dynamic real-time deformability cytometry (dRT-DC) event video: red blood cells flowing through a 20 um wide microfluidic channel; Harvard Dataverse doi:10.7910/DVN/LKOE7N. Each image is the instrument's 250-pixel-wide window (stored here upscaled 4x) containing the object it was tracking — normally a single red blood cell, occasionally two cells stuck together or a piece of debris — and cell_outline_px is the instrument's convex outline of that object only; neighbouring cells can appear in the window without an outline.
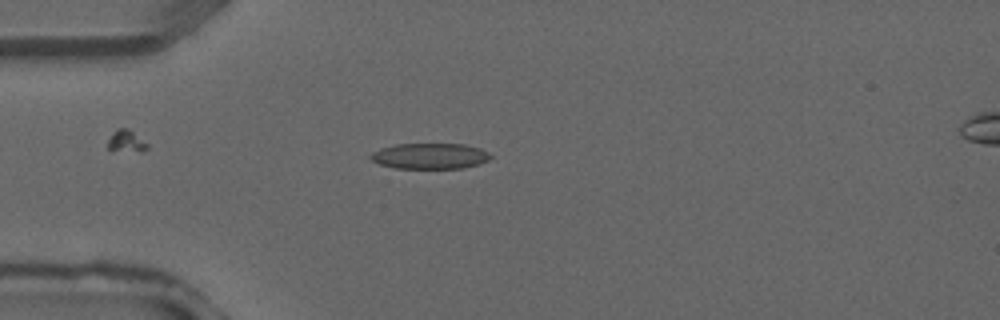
{"species": "common noctule bat (a hibernating species)", "species_latin": "Nyctalus noctula", "temperature_condition": "warm", "stored_images_in_passage": 24, "camera_frame_rate_fps": 3000, "um_per_image_px": 0.085, "animal": {"sex": "male", "forearm_length_mm": 52.5}, "frame": {"image": 1, "passage_image": 1, "time_ms": 0.0, "image_size_px": [1000, 320], "cell_outline_px": [[492, 156], [488, 160], [480, 164], [460, 168], [396, 168], [380, 164], [372, 160], [368, 156], [372, 152], [380, 148], [396, 144], [464, 144], [480, 148], [488, 152]], "centroid_in_image_um": [36.54, 13.26], "position_along_channel_um": 48.5, "area_um2": 17.98}}
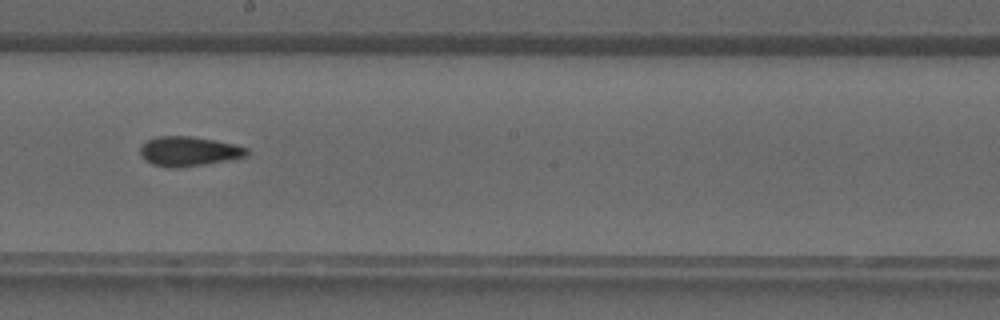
{"frame": {"image": 2, "passage_image": 12, "time_ms": 3.667, "image_size_px": [1000, 320], "cell_outline_px": [[252, 152], [248, 156], [204, 164], [172, 168], [152, 164], [140, 152], [140, 148], [148, 140], [156, 136], [192, 136], [216, 140], [248, 148]], "centroid_in_image_um": [16.1, 12.85], "position_along_channel_um": 232.1, "area_um2": 18.15}}
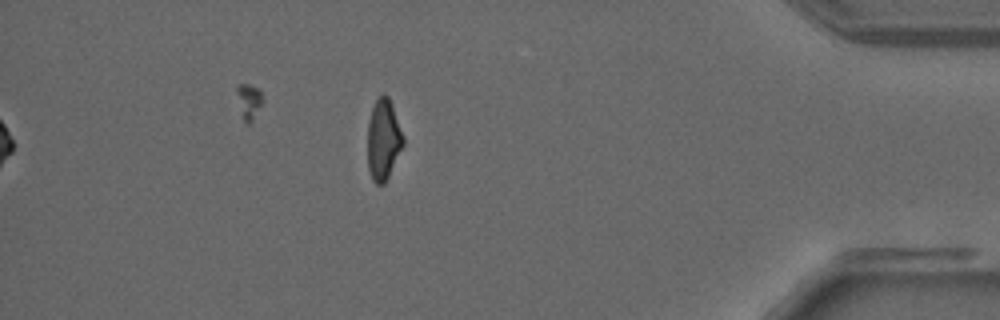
{"frame": {"image": 3, "passage_image": 24, "time_ms": 7.667, "image_size_px": [1000, 320], "cell_outline_px": [[404, 144], [384, 184], [376, 184], [372, 180], [368, 168], [368, 120], [372, 108], [376, 100], [384, 92], [388, 96], [404, 136]], "centroid_in_image_um": [32.58, 11.86], "position_along_channel_um": 402.6, "area_um2": 16.65}}